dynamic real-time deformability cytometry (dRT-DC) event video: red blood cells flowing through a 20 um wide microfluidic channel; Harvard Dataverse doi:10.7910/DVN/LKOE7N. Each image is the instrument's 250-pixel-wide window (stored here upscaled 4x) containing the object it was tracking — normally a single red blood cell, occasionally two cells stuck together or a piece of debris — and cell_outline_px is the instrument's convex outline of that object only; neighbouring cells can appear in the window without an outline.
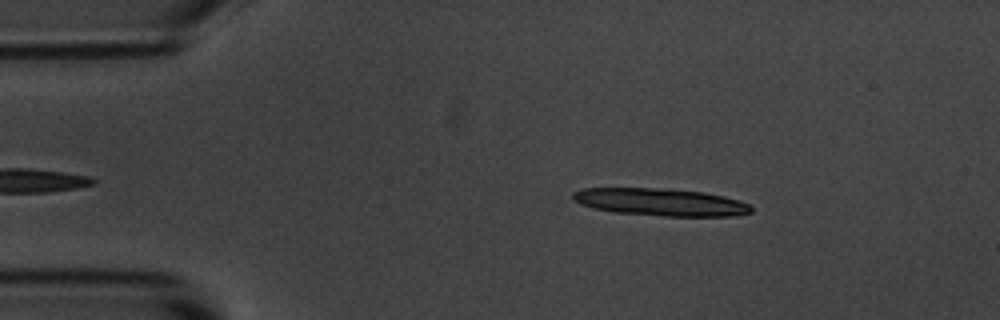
{"species": "common noctule bat (a hibernating species)", "species_latin": "Nyctalus noctula", "temperature_condition": "room temperature", "stored_images_in_passage": 27, "camera_frame_rate_fps": 3000, "um_per_image_px": 0.085, "animal": {"sex": "male", "body_mass_g": 20.1, "forearm_length_mm": 53.5}, "frame": {"image": 1, "passage_image": 4, "time_ms": 1.0, "image_size_px": [1000, 320], "cell_outline_px": [[752, 212], [732, 216], [664, 216], [616, 212], [592, 208], [580, 204], [572, 196], [572, 192], [584, 188], [656, 188], [704, 192], [724, 196], [748, 204], [752, 208]], "centroid_in_image_um": [56.13, 17.18], "position_along_channel_um": 28.9, "area_um2": 28.26}}
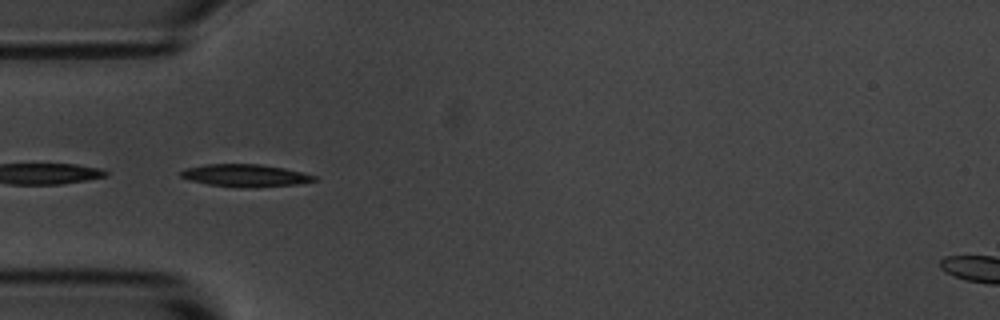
{"frame": {"image": 2, "passage_image": 12, "time_ms": 3.667, "image_size_px": [1000, 320], "cell_outline_px": [[320, 180], [296, 184], [244, 188], [208, 184], [192, 180], [180, 176], [180, 172], [184, 168], [204, 164], [260, 164], [284, 168], [304, 172], [316, 176]], "centroid_in_image_um": [20.88, 14.91], "position_along_channel_um": 64.1, "area_um2": 17.46}}